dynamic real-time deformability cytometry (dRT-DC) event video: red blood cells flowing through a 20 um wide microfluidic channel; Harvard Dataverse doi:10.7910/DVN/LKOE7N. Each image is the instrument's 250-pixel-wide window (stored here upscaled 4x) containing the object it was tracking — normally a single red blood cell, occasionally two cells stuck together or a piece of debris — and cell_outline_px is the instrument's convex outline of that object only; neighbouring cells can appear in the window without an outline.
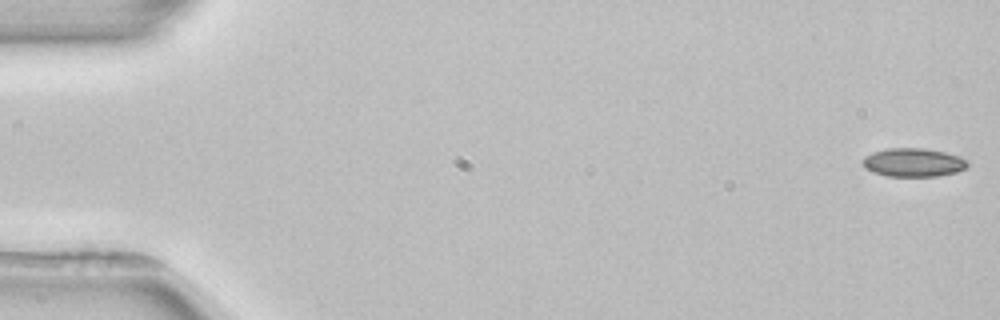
{"species": "common noctule bat (a hibernating species)", "species_latin": "Nyctalus noctula", "temperature_condition": "room temperature", "stored_images_in_passage": 4, "camera_frame_rate_fps": 3000, "um_per_image_px": 0.085, "animal": {"sex": "female", "body_mass_g": 22.7, "forearm_length_mm": 54.2}, "frame": {"image": 1, "passage_image": 1, "time_ms": 0.0, "image_size_px": [1000, 320], "cell_outline_px": [[968, 168], [956, 172], [936, 176], [888, 176], [872, 172], [864, 168], [860, 160], [864, 156], [872, 152], [888, 148], [924, 148], [944, 152], [960, 156], [968, 160]], "centroid_in_image_um": [77.61, 13.8], "position_along_channel_um": 7.4, "area_um2": 17.69}}
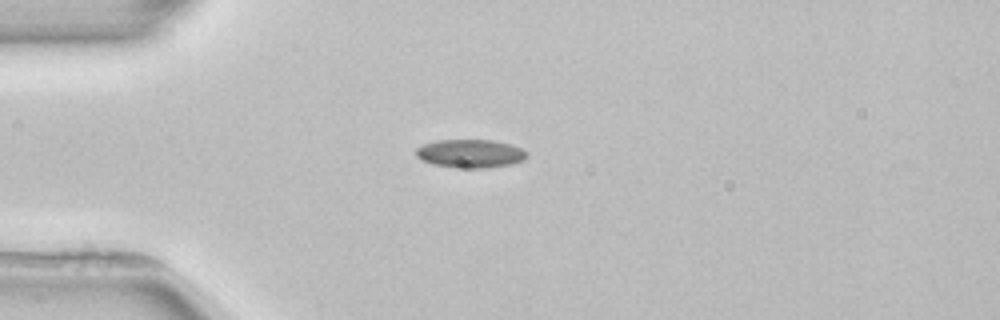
{"frame": {"image": 2, "passage_image": 4, "time_ms": 4.333, "image_size_px": [1000, 320], "cell_outline_px": [[528, 156], [524, 160], [512, 164], [488, 168], [452, 168], [432, 164], [420, 160], [416, 156], [416, 148], [424, 144], [436, 140], [492, 140], [512, 144], [528, 152]], "centroid_in_image_um": [39.98, 13.06], "position_along_channel_um": 45.0, "area_um2": 18.67}}